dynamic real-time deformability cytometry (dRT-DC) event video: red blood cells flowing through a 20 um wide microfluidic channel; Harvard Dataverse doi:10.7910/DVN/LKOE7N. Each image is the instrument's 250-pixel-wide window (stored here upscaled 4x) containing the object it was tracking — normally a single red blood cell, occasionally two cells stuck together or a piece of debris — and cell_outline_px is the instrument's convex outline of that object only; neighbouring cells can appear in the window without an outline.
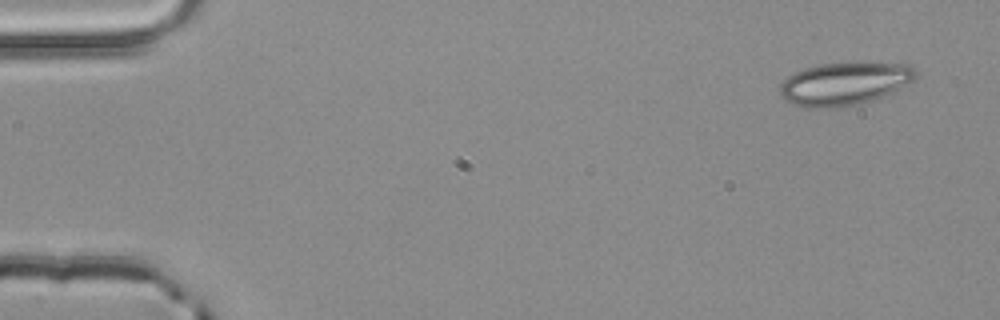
{"species": "common noctule bat (a hibernating species)", "species_latin": "Nyctalus noctula", "temperature_condition": "room temperature", "stored_images_in_passage": 3, "camera_frame_rate_fps": 3000, "um_per_image_px": 0.085, "animal": {"sex": "male", "body_mass_g": 20.4}, "frame": {"image": 1, "passage_image": 1, "time_ms": 0.0, "image_size_px": [1000, 320], "cell_outline_px": [[916, 76], [912, 80], [892, 92], [872, 100], [856, 104], [828, 108], [808, 108], [792, 104], [780, 96], [780, 84], [788, 76], [804, 68], [820, 64], [856, 60], [912, 64], [916, 72]], "centroid_in_image_um": [71.79, 7.06], "position_along_channel_um": 13.2, "area_um2": 34.56}}